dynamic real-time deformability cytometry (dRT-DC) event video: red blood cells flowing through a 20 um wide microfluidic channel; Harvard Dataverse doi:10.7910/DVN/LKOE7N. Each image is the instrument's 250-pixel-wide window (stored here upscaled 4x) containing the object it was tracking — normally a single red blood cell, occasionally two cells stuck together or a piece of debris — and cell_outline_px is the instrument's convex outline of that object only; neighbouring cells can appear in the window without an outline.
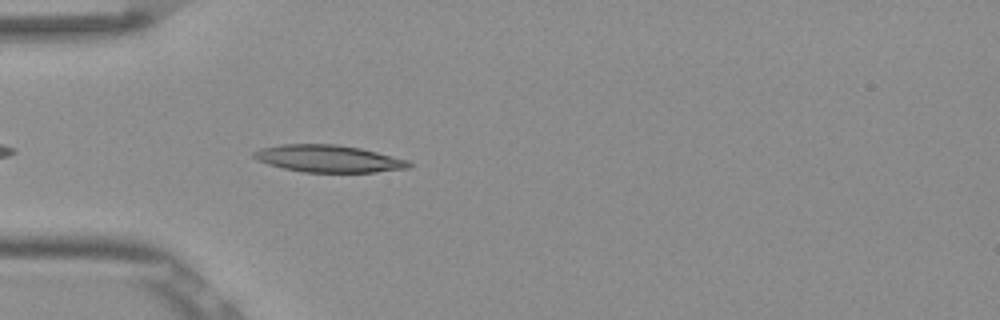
{"species": "Egyptian fruit bat (a non-hibernating species)", "species_latin": "Rousettus aegyptiacus", "temperature_condition": "room temperature", "stored_images_in_passage": 41, "camera_frame_rate_fps": 3000, "um_per_image_px": 0.085, "frame": {"image": 1, "passage_image": 4, "time_ms": 1.0, "image_size_px": [1000, 320], "cell_outline_px": [[412, 168], [376, 172], [304, 172], [284, 168], [268, 164], [256, 160], [252, 156], [252, 152], [260, 148], [280, 144], [336, 144], [360, 148], [408, 160], [412, 164]], "centroid_in_image_um": [27.91, 13.48], "position_along_channel_um": 57.1, "area_um2": 24.62}}
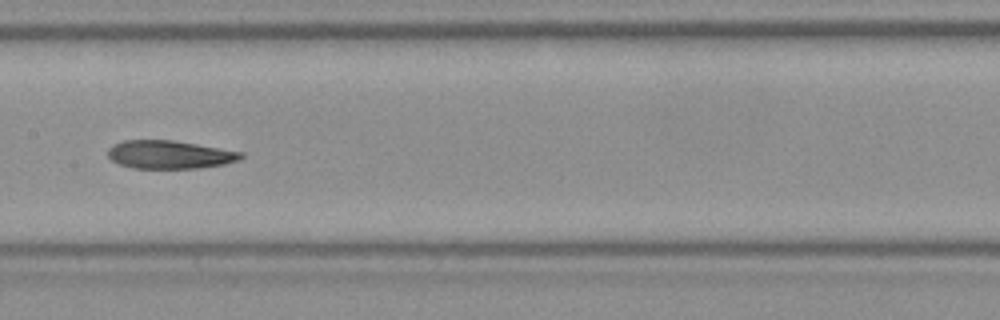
{"frame": {"image": 2, "passage_image": 15, "time_ms": 4.667, "image_size_px": [1000, 320], "cell_outline_px": [[244, 156], [240, 160], [224, 164], [200, 168], [132, 168], [120, 164], [112, 160], [108, 156], [108, 148], [112, 144], [124, 140], [172, 140], [244, 152]], "centroid_in_image_um": [14.42, 13.14], "position_along_channel_um": 193.0, "area_um2": 21.91}}
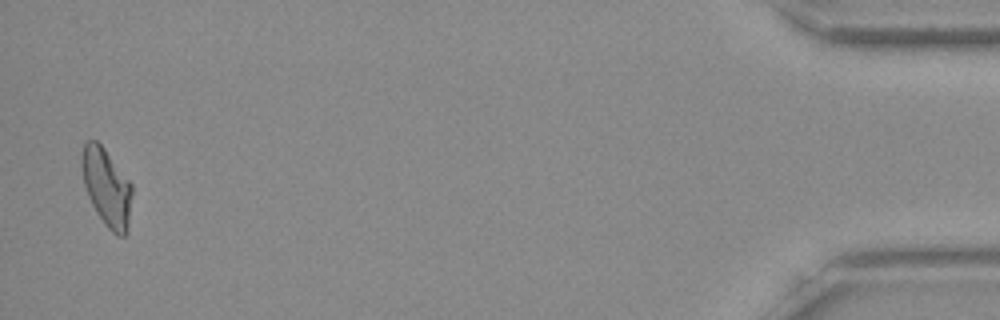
{"frame": {"image": 3, "passage_image": 40, "time_ms": 13.0, "image_size_px": [1000, 320], "cell_outline_px": [[132, 192], [128, 232], [124, 236], [116, 236], [104, 224], [96, 212], [88, 196], [84, 184], [80, 164], [80, 156], [84, 144], [88, 140], [96, 140], [104, 148], [132, 184]], "centroid_in_image_um": [9.06, 15.94], "position_along_channel_um": 426.1, "area_um2": 22.95}, "authors_computed_cell_mechanics": {"area_um2": 22.5998, "velocity_mm_per_s": 3.8415, "shape_relaxation_time_tau1_ms": 6.7301, "shape_relaxation_time_tau2_ms": 3.8107, "deformation_change_tau1": 0.2238, "deformation_change_tau2": 0.1324}}